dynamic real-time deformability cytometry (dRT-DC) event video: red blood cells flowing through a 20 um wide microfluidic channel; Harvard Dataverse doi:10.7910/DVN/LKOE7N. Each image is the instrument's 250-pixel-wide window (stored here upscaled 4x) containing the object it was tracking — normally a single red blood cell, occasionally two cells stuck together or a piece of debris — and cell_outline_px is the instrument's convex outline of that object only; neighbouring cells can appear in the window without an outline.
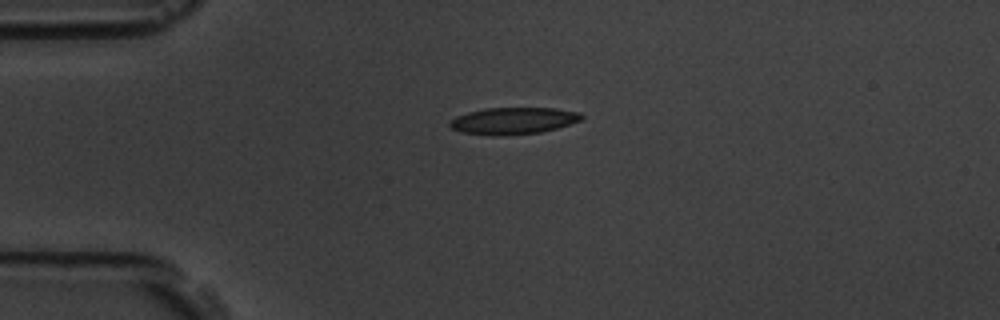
{"species": "common noctule bat (a hibernating species)", "species_latin": "Nyctalus noctula", "temperature_condition": "room temperature", "stored_images_in_passage": 3, "camera_frame_rate_fps": 3000, "um_per_image_px": 0.085, "animal": {"sex": "male", "body_mass_g": 19.5, "forearm_length_mm": 54.6}, "frame": {"image": 1, "passage_image": 1, "time_ms": 0.0, "image_size_px": [1000, 320], "cell_outline_px": [[584, 116], [580, 120], [556, 128], [540, 132], [496, 136], [492, 136], [460, 132], [452, 128], [448, 124], [448, 120], [456, 116], [468, 112], [484, 108], [556, 108], [580, 112]], "centroid_in_image_um": [43.58, 10.26], "position_along_channel_um": 41.4, "area_um2": 20.63}}
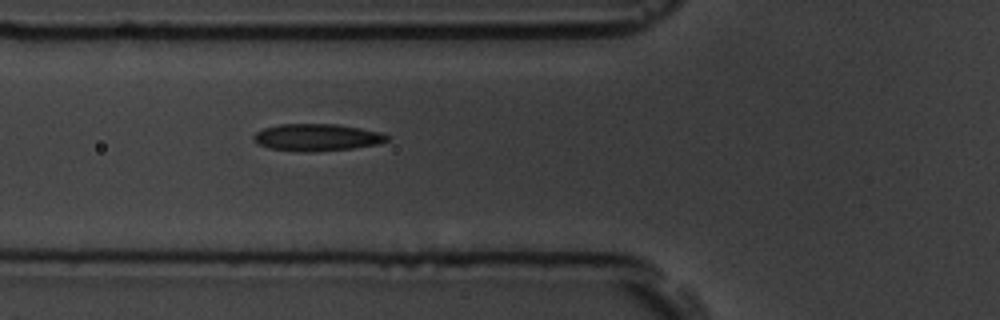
{"frame": {"image": 2, "passage_image": 3, "time_ms": 2.333, "image_size_px": [1000, 320], "cell_outline_px": [[388, 140], [380, 144], [352, 148], [316, 152], [300, 152], [268, 148], [252, 140], [252, 136], [256, 132], [264, 128], [280, 124], [336, 124], [360, 128], [380, 132], [388, 136]], "centroid_in_image_um": [26.92, 11.68], "position_along_channel_um": 98.9, "area_um2": 21.15}}